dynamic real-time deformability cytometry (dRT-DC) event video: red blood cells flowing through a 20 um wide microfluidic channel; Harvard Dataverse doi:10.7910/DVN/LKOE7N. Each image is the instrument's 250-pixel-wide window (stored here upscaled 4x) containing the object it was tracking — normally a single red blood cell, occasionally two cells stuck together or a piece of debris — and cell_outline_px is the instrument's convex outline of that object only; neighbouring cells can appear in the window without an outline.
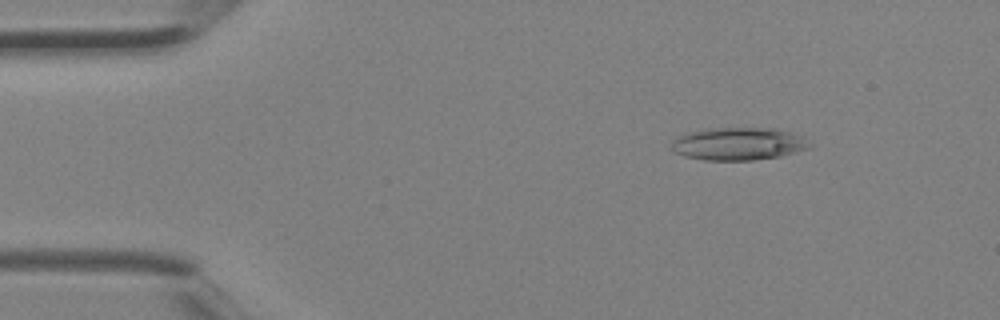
{"species": "Egyptian fruit bat (a non-hibernating species)", "species_latin": "Rousettus aegyptiacus", "temperature_condition": "room temperature", "stored_images_in_passage": 3, "camera_frame_rate_fps": 3000, "um_per_image_px": 0.085, "animal": {"sex": "female"}, "frame": {"image": 1, "passage_image": 2, "time_ms": 0.333, "image_size_px": [1000, 320], "cell_outline_px": [[812, 148], [780, 156], [752, 160], [704, 160], [684, 156], [672, 152], [672, 140], [688, 132], [708, 128], [772, 128], [788, 132], [800, 136], [812, 144]], "centroid_in_image_um": [62.75, 12.23], "position_along_channel_um": 22.3, "area_um2": 26.3}}